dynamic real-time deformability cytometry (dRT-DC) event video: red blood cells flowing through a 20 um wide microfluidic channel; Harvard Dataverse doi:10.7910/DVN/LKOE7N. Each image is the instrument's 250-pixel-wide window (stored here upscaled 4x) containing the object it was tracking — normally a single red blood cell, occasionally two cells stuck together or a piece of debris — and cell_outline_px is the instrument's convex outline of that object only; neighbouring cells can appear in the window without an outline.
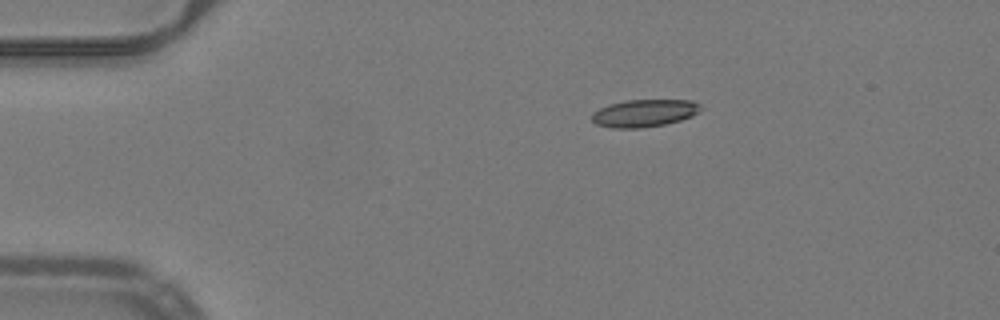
{"species": "common noctule bat (a hibernating species)", "species_latin": "Nyctalus noctula", "temperature_condition": "warm", "stored_images_in_passage": 37, "camera_frame_rate_fps": 3000, "um_per_image_px": 0.085, "animal": {"sex": "male", "body_mass_g": 19.2, "forearm_length_mm": 51.8}, "frame": {"image": 1, "passage_image": 1, "time_ms": 0.0, "image_size_px": [1000, 320], "cell_outline_px": [[704, 108], [692, 116], [680, 120], [664, 124], [644, 128], [612, 128], [596, 124], [592, 120], [592, 112], [608, 104], [624, 100], [692, 100], [700, 104]], "centroid_in_image_um": [54.77, 9.61], "position_along_channel_um": 30.2, "area_um2": 17.57}}
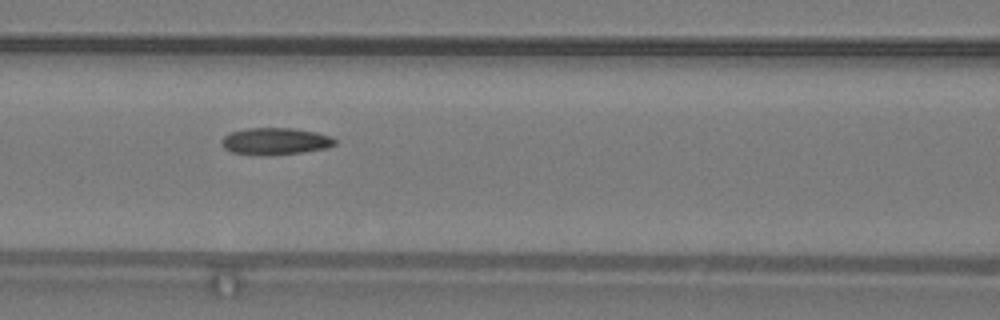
{"frame": {"image": 2, "passage_image": 14, "time_ms": 4.333, "image_size_px": [1000, 320], "cell_outline_px": [[336, 144], [328, 148], [304, 152], [268, 156], [260, 156], [228, 152], [220, 144], [220, 140], [224, 136], [232, 132], [248, 128], [296, 128], [316, 132], [332, 136], [336, 140]], "centroid_in_image_um": [23.39, 12.02], "position_along_channel_um": 143.2, "area_um2": 18.26}}
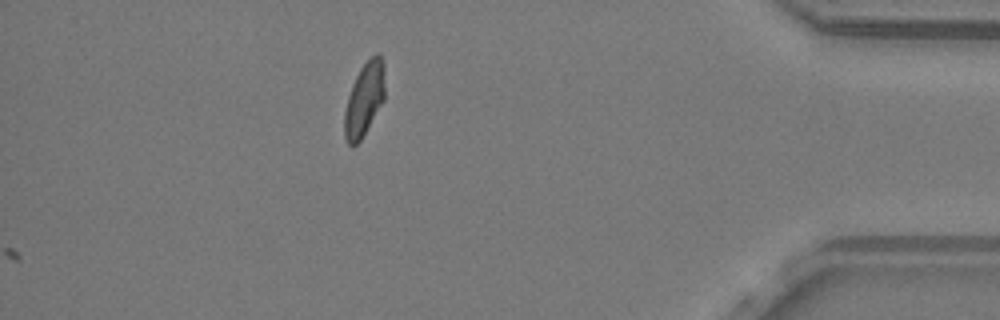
{"frame": {"image": 3, "passage_image": 37, "time_ms": 12.0, "image_size_px": [1000, 320], "cell_outline_px": [[384, 100], [360, 140], [352, 148], [348, 144], [344, 136], [344, 112], [348, 96], [352, 84], [360, 68], [376, 52], [380, 56], [384, 64]], "centroid_in_image_um": [30.95, 8.45], "position_along_channel_um": 404.3, "area_um2": 17.17}, "authors_computed_cell_mechanics": {"area_um2": 17.6868, "velocity_mm_per_s": 4.004, "shape_relaxation_time_tau1_ms": null, "shape_relaxation_time_tau2_ms": 3.8704, "deformation_change_tau1": null, "deformation_change_tau2": 0.1007}}